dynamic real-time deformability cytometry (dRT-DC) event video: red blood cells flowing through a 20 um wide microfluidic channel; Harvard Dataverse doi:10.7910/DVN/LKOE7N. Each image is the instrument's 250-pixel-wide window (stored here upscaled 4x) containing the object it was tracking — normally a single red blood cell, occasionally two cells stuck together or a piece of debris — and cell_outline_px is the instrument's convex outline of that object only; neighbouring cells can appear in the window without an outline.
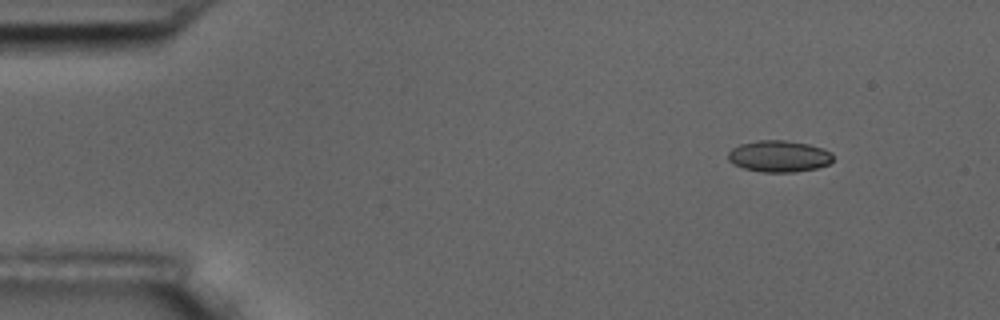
{"species": "common noctule bat (a hibernating species)", "species_latin": "Nyctalus noctula", "temperature_condition": "room temperature", "stored_images_in_passage": 2, "camera_frame_rate_fps": 3000, "um_per_image_px": 0.085, "animal": {"sex": "male", "body_mass_g": 17.5, "forearm_length_mm": 52.3}, "frame": {"image": 1, "passage_image": 2, "time_ms": 2.333, "image_size_px": [1000, 320], "cell_outline_px": [[832, 160], [828, 164], [816, 168], [796, 172], [760, 172], [744, 168], [732, 164], [728, 160], [728, 152], [732, 148], [740, 144], [760, 140], [784, 140], [808, 144], [824, 148], [832, 152]], "centroid_in_image_um": [66.2, 13.28], "position_along_channel_um": 18.8, "area_um2": 19.36}}